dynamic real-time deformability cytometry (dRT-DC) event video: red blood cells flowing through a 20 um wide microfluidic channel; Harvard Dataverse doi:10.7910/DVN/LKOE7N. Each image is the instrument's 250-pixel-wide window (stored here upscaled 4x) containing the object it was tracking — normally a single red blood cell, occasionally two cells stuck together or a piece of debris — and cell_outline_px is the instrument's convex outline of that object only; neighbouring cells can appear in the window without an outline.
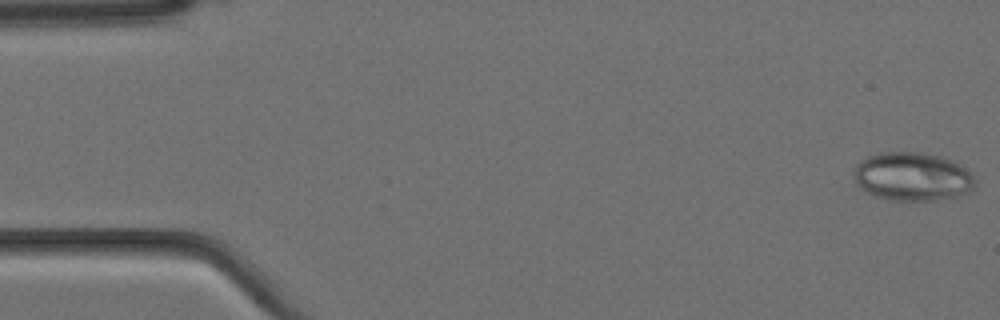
{"species": "Egyptian fruit bat (a non-hibernating species)", "species_latin": "Rousettus aegyptiacus", "temperature_condition": "cold", "stored_images_in_passage": 15, "camera_frame_rate_fps": 3000, "um_per_image_px": 0.085, "animal": {"sex": "female"}, "frame": {"image": 1, "passage_image": 1, "time_ms": 0.0, "image_size_px": [1000, 320], "cell_outline_px": [[976, 180], [972, 188], [968, 192], [956, 196], [936, 200], [892, 200], [876, 196], [860, 188], [852, 172], [856, 164], [860, 160], [868, 156], [880, 152], [920, 152], [952, 160], [964, 164], [968, 168]], "centroid_in_image_um": [77.56, 14.99], "position_along_channel_um": 7.4, "area_um2": 34.39}}
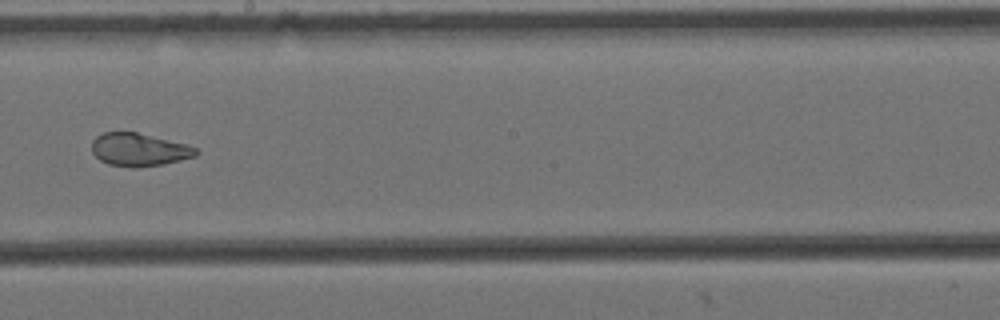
{"frame": {"image": 2, "passage_image": 9, "time_ms": 2.667, "image_size_px": [1000, 320], "cell_outline_px": [[200, 152], [196, 156], [164, 164], [136, 168], [108, 164], [100, 160], [92, 152], [92, 140], [96, 136], [104, 132], [136, 132], [188, 144], [196, 148]], "centroid_in_image_um": [11.83, 12.72], "position_along_channel_um": 236.4, "area_um2": 20.11}}
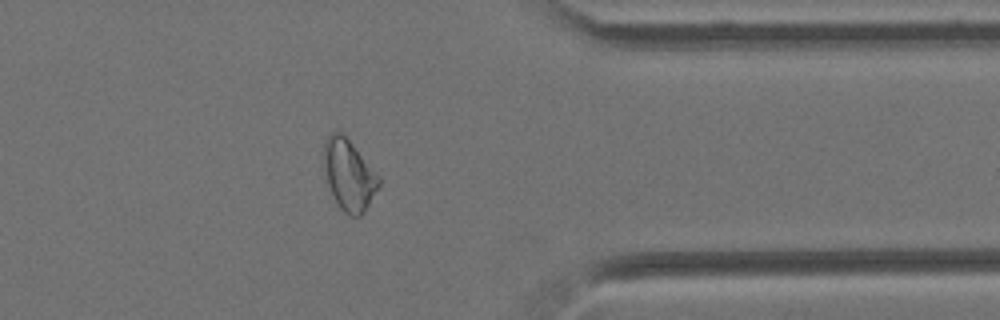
{"frame": {"image": 3, "passage_image": 13, "time_ms": 4.0, "image_size_px": [1000, 320], "cell_outline_px": [[380, 184], [368, 204], [360, 216], [348, 216], [340, 208], [328, 184], [324, 164], [324, 144], [328, 136], [332, 132], [340, 132], [348, 140], [380, 176]], "centroid_in_image_um": [29.66, 14.88], "position_along_channel_um": 381.7, "area_um2": 22.02}}